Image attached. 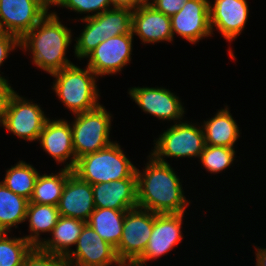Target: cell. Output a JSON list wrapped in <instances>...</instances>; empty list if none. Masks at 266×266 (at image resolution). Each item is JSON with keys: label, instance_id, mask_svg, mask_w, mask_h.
<instances>
[{"label": "cell", "instance_id": "d4e9b609", "mask_svg": "<svg viewBox=\"0 0 266 266\" xmlns=\"http://www.w3.org/2000/svg\"><path fill=\"white\" fill-rule=\"evenodd\" d=\"M73 171L61 168L59 173L38 175L29 203L57 206L68 176Z\"/></svg>", "mask_w": 266, "mask_h": 266}, {"label": "cell", "instance_id": "52a82bcc", "mask_svg": "<svg viewBox=\"0 0 266 266\" xmlns=\"http://www.w3.org/2000/svg\"><path fill=\"white\" fill-rule=\"evenodd\" d=\"M48 119L38 104L14 91L8 99L2 126L20 139L32 142L38 141Z\"/></svg>", "mask_w": 266, "mask_h": 266}, {"label": "cell", "instance_id": "9a60e30c", "mask_svg": "<svg viewBox=\"0 0 266 266\" xmlns=\"http://www.w3.org/2000/svg\"><path fill=\"white\" fill-rule=\"evenodd\" d=\"M209 2L210 27L219 30L226 41H233L245 28L249 17L247 0H215Z\"/></svg>", "mask_w": 266, "mask_h": 266}, {"label": "cell", "instance_id": "7a4b0ae2", "mask_svg": "<svg viewBox=\"0 0 266 266\" xmlns=\"http://www.w3.org/2000/svg\"><path fill=\"white\" fill-rule=\"evenodd\" d=\"M72 36L71 29L61 23L56 12H48L20 39L19 48L31 52L32 63L51 75L73 64L66 58Z\"/></svg>", "mask_w": 266, "mask_h": 266}, {"label": "cell", "instance_id": "4dcf8cb0", "mask_svg": "<svg viewBox=\"0 0 266 266\" xmlns=\"http://www.w3.org/2000/svg\"><path fill=\"white\" fill-rule=\"evenodd\" d=\"M56 6H62L66 7L67 9H70L71 11H75L77 13H84L87 14V16L82 17L84 18H90L95 17L102 12L112 9V1L111 0H57ZM92 13L91 15L89 13ZM95 12V13H93Z\"/></svg>", "mask_w": 266, "mask_h": 266}, {"label": "cell", "instance_id": "484cf974", "mask_svg": "<svg viewBox=\"0 0 266 266\" xmlns=\"http://www.w3.org/2000/svg\"><path fill=\"white\" fill-rule=\"evenodd\" d=\"M38 175L39 172L33 165L19 161L6 170L4 180L1 182L12 192L30 200Z\"/></svg>", "mask_w": 266, "mask_h": 266}, {"label": "cell", "instance_id": "4fadbf2b", "mask_svg": "<svg viewBox=\"0 0 266 266\" xmlns=\"http://www.w3.org/2000/svg\"><path fill=\"white\" fill-rule=\"evenodd\" d=\"M75 246L76 250L65 257L69 266H110L118 260L115 248L87 223Z\"/></svg>", "mask_w": 266, "mask_h": 266}, {"label": "cell", "instance_id": "f546056e", "mask_svg": "<svg viewBox=\"0 0 266 266\" xmlns=\"http://www.w3.org/2000/svg\"><path fill=\"white\" fill-rule=\"evenodd\" d=\"M79 20L87 23L82 33L75 39L74 55L80 60L86 58L100 44V33L99 15Z\"/></svg>", "mask_w": 266, "mask_h": 266}, {"label": "cell", "instance_id": "3957f363", "mask_svg": "<svg viewBox=\"0 0 266 266\" xmlns=\"http://www.w3.org/2000/svg\"><path fill=\"white\" fill-rule=\"evenodd\" d=\"M51 76L56 78L53 90L73 115L93 110L100 105L96 85L98 76L88 66L81 69L72 64Z\"/></svg>", "mask_w": 266, "mask_h": 266}, {"label": "cell", "instance_id": "d6a6232c", "mask_svg": "<svg viewBox=\"0 0 266 266\" xmlns=\"http://www.w3.org/2000/svg\"><path fill=\"white\" fill-rule=\"evenodd\" d=\"M16 47H20V39L15 35L0 32V66L8 58L9 52H12ZM0 79L7 80L0 74Z\"/></svg>", "mask_w": 266, "mask_h": 266}, {"label": "cell", "instance_id": "1f68e13d", "mask_svg": "<svg viewBox=\"0 0 266 266\" xmlns=\"http://www.w3.org/2000/svg\"><path fill=\"white\" fill-rule=\"evenodd\" d=\"M23 266H69L65 257L47 253L34 247L25 258Z\"/></svg>", "mask_w": 266, "mask_h": 266}, {"label": "cell", "instance_id": "2e32d148", "mask_svg": "<svg viewBox=\"0 0 266 266\" xmlns=\"http://www.w3.org/2000/svg\"><path fill=\"white\" fill-rule=\"evenodd\" d=\"M38 141L43 150L51 155L57 163H65L64 168L73 170L76 164L70 122L64 119L46 121ZM71 158V159H70Z\"/></svg>", "mask_w": 266, "mask_h": 266}, {"label": "cell", "instance_id": "8fae6325", "mask_svg": "<svg viewBox=\"0 0 266 266\" xmlns=\"http://www.w3.org/2000/svg\"><path fill=\"white\" fill-rule=\"evenodd\" d=\"M133 33L111 37L100 43L86 58L99 77L122 71L131 61Z\"/></svg>", "mask_w": 266, "mask_h": 266}, {"label": "cell", "instance_id": "74e56055", "mask_svg": "<svg viewBox=\"0 0 266 266\" xmlns=\"http://www.w3.org/2000/svg\"><path fill=\"white\" fill-rule=\"evenodd\" d=\"M138 266L137 264H136V262L135 261H130V260H120V259H118L117 261H116V263L114 264V266ZM110 266H112V265H110Z\"/></svg>", "mask_w": 266, "mask_h": 266}, {"label": "cell", "instance_id": "7402d4cb", "mask_svg": "<svg viewBox=\"0 0 266 266\" xmlns=\"http://www.w3.org/2000/svg\"><path fill=\"white\" fill-rule=\"evenodd\" d=\"M126 211L128 210L95 208L86 223L116 249L122 237Z\"/></svg>", "mask_w": 266, "mask_h": 266}, {"label": "cell", "instance_id": "ac0fdd59", "mask_svg": "<svg viewBox=\"0 0 266 266\" xmlns=\"http://www.w3.org/2000/svg\"><path fill=\"white\" fill-rule=\"evenodd\" d=\"M132 33L137 35L142 43L172 42L173 33L171 17L157 11L149 3L141 6L132 14Z\"/></svg>", "mask_w": 266, "mask_h": 266}, {"label": "cell", "instance_id": "277c9868", "mask_svg": "<svg viewBox=\"0 0 266 266\" xmlns=\"http://www.w3.org/2000/svg\"><path fill=\"white\" fill-rule=\"evenodd\" d=\"M72 171L91 185L137 178L136 166L126 157L117 142L78 158Z\"/></svg>", "mask_w": 266, "mask_h": 266}, {"label": "cell", "instance_id": "44dd1931", "mask_svg": "<svg viewBox=\"0 0 266 266\" xmlns=\"http://www.w3.org/2000/svg\"><path fill=\"white\" fill-rule=\"evenodd\" d=\"M203 124L205 145L235 148L240 130L227 106Z\"/></svg>", "mask_w": 266, "mask_h": 266}, {"label": "cell", "instance_id": "83f0119b", "mask_svg": "<svg viewBox=\"0 0 266 266\" xmlns=\"http://www.w3.org/2000/svg\"><path fill=\"white\" fill-rule=\"evenodd\" d=\"M7 234L0 232V266H23L34 246L24 236L16 238Z\"/></svg>", "mask_w": 266, "mask_h": 266}, {"label": "cell", "instance_id": "30bf717a", "mask_svg": "<svg viewBox=\"0 0 266 266\" xmlns=\"http://www.w3.org/2000/svg\"><path fill=\"white\" fill-rule=\"evenodd\" d=\"M183 217L184 213H153V230L143 255L136 261L138 266H145L147 261L159 259L182 242Z\"/></svg>", "mask_w": 266, "mask_h": 266}, {"label": "cell", "instance_id": "e0dca14e", "mask_svg": "<svg viewBox=\"0 0 266 266\" xmlns=\"http://www.w3.org/2000/svg\"><path fill=\"white\" fill-rule=\"evenodd\" d=\"M57 207L60 216L72 217L87 222L96 208L92 185L72 172L66 180Z\"/></svg>", "mask_w": 266, "mask_h": 266}, {"label": "cell", "instance_id": "4316f807", "mask_svg": "<svg viewBox=\"0 0 266 266\" xmlns=\"http://www.w3.org/2000/svg\"><path fill=\"white\" fill-rule=\"evenodd\" d=\"M132 14L129 9L112 8L99 14L100 43L111 37L132 32Z\"/></svg>", "mask_w": 266, "mask_h": 266}, {"label": "cell", "instance_id": "ba28073f", "mask_svg": "<svg viewBox=\"0 0 266 266\" xmlns=\"http://www.w3.org/2000/svg\"><path fill=\"white\" fill-rule=\"evenodd\" d=\"M152 230V211L138 207L126 211L122 237L115 249L117 258L136 262L143 255Z\"/></svg>", "mask_w": 266, "mask_h": 266}, {"label": "cell", "instance_id": "603a6c76", "mask_svg": "<svg viewBox=\"0 0 266 266\" xmlns=\"http://www.w3.org/2000/svg\"><path fill=\"white\" fill-rule=\"evenodd\" d=\"M60 217L57 206L47 204L29 203L26 219L29 222L30 235L24 238L34 247L43 241L41 233H51Z\"/></svg>", "mask_w": 266, "mask_h": 266}, {"label": "cell", "instance_id": "7c38bea8", "mask_svg": "<svg viewBox=\"0 0 266 266\" xmlns=\"http://www.w3.org/2000/svg\"><path fill=\"white\" fill-rule=\"evenodd\" d=\"M131 99L145 112L158 120L181 122L186 112L179 97L169 89L159 87H132Z\"/></svg>", "mask_w": 266, "mask_h": 266}, {"label": "cell", "instance_id": "836d02e7", "mask_svg": "<svg viewBox=\"0 0 266 266\" xmlns=\"http://www.w3.org/2000/svg\"><path fill=\"white\" fill-rule=\"evenodd\" d=\"M187 1L188 0H150L148 3L157 11L164 13L168 17H172L185 6Z\"/></svg>", "mask_w": 266, "mask_h": 266}, {"label": "cell", "instance_id": "8d00e7d4", "mask_svg": "<svg viewBox=\"0 0 266 266\" xmlns=\"http://www.w3.org/2000/svg\"><path fill=\"white\" fill-rule=\"evenodd\" d=\"M256 266H266V248H255Z\"/></svg>", "mask_w": 266, "mask_h": 266}, {"label": "cell", "instance_id": "9c48e42d", "mask_svg": "<svg viewBox=\"0 0 266 266\" xmlns=\"http://www.w3.org/2000/svg\"><path fill=\"white\" fill-rule=\"evenodd\" d=\"M48 10L41 0H0V30L21 39Z\"/></svg>", "mask_w": 266, "mask_h": 266}, {"label": "cell", "instance_id": "f35d334b", "mask_svg": "<svg viewBox=\"0 0 266 266\" xmlns=\"http://www.w3.org/2000/svg\"><path fill=\"white\" fill-rule=\"evenodd\" d=\"M48 8H51V5L55 6L56 0H41Z\"/></svg>", "mask_w": 266, "mask_h": 266}, {"label": "cell", "instance_id": "cb8c5ba5", "mask_svg": "<svg viewBox=\"0 0 266 266\" xmlns=\"http://www.w3.org/2000/svg\"><path fill=\"white\" fill-rule=\"evenodd\" d=\"M29 200L17 195L0 182V232L9 233L12 227L25 222Z\"/></svg>", "mask_w": 266, "mask_h": 266}, {"label": "cell", "instance_id": "5b68a950", "mask_svg": "<svg viewBox=\"0 0 266 266\" xmlns=\"http://www.w3.org/2000/svg\"><path fill=\"white\" fill-rule=\"evenodd\" d=\"M111 117L103 105L75 114L74 122L70 126L76 160L113 143L109 138Z\"/></svg>", "mask_w": 266, "mask_h": 266}, {"label": "cell", "instance_id": "8992f818", "mask_svg": "<svg viewBox=\"0 0 266 266\" xmlns=\"http://www.w3.org/2000/svg\"><path fill=\"white\" fill-rule=\"evenodd\" d=\"M160 134L150 154L158 161L166 163L165 157H198L205 147L204 132L201 126L188 121L175 123Z\"/></svg>", "mask_w": 266, "mask_h": 266}, {"label": "cell", "instance_id": "d6986e66", "mask_svg": "<svg viewBox=\"0 0 266 266\" xmlns=\"http://www.w3.org/2000/svg\"><path fill=\"white\" fill-rule=\"evenodd\" d=\"M96 208L131 210L138 207L137 178L92 185Z\"/></svg>", "mask_w": 266, "mask_h": 266}, {"label": "cell", "instance_id": "5bb4252c", "mask_svg": "<svg viewBox=\"0 0 266 266\" xmlns=\"http://www.w3.org/2000/svg\"><path fill=\"white\" fill-rule=\"evenodd\" d=\"M210 0H188L185 6L171 17L174 34L189 43L196 44L205 37L212 36L209 15Z\"/></svg>", "mask_w": 266, "mask_h": 266}, {"label": "cell", "instance_id": "e575fe53", "mask_svg": "<svg viewBox=\"0 0 266 266\" xmlns=\"http://www.w3.org/2000/svg\"><path fill=\"white\" fill-rule=\"evenodd\" d=\"M8 80L0 79V125L2 126L6 105L14 89L8 83Z\"/></svg>", "mask_w": 266, "mask_h": 266}, {"label": "cell", "instance_id": "6da1fadb", "mask_svg": "<svg viewBox=\"0 0 266 266\" xmlns=\"http://www.w3.org/2000/svg\"><path fill=\"white\" fill-rule=\"evenodd\" d=\"M143 172L136 168L138 208L156 214L185 213L189 201L184 196L182 182L168 162L148 156Z\"/></svg>", "mask_w": 266, "mask_h": 266}, {"label": "cell", "instance_id": "d590c367", "mask_svg": "<svg viewBox=\"0 0 266 266\" xmlns=\"http://www.w3.org/2000/svg\"><path fill=\"white\" fill-rule=\"evenodd\" d=\"M113 8L129 9L135 11L147 4L149 0H111Z\"/></svg>", "mask_w": 266, "mask_h": 266}, {"label": "cell", "instance_id": "f1b7e54d", "mask_svg": "<svg viewBox=\"0 0 266 266\" xmlns=\"http://www.w3.org/2000/svg\"><path fill=\"white\" fill-rule=\"evenodd\" d=\"M235 148L205 145L200 161L203 167L210 172L219 173L231 166L235 160Z\"/></svg>", "mask_w": 266, "mask_h": 266}, {"label": "cell", "instance_id": "ffe728a7", "mask_svg": "<svg viewBox=\"0 0 266 266\" xmlns=\"http://www.w3.org/2000/svg\"><path fill=\"white\" fill-rule=\"evenodd\" d=\"M86 222L72 217L60 216L51 231L52 237L43 239L38 248L44 252L66 257L77 240Z\"/></svg>", "mask_w": 266, "mask_h": 266}]
</instances>
